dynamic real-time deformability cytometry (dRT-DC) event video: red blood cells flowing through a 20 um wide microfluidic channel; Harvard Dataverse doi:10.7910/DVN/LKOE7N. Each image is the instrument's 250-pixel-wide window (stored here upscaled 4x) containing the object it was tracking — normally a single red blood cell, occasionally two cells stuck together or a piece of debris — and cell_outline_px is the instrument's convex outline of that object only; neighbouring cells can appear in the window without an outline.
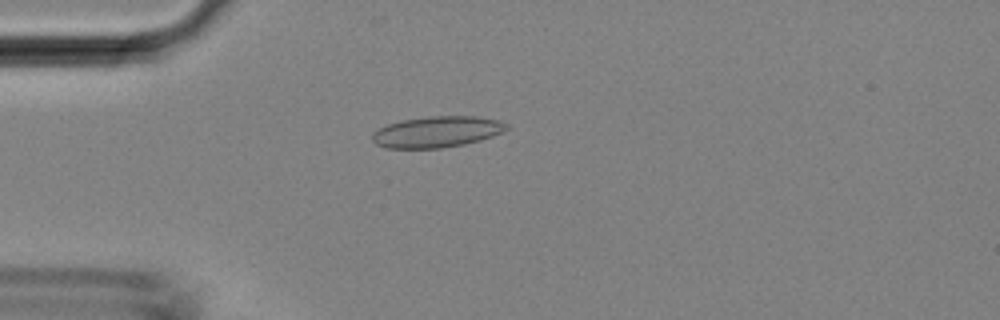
{"species": "Egyptian fruit bat (a non-hibernating species)", "species_latin": "Rousettus aegyptiacus", "temperature_condition": "room temperature", "stored_images_in_passage": 44, "camera_frame_rate_fps": 3000, "um_per_image_px": 0.085, "animal": {"sex": "female"}, "frame": {"image": 1, "passage_image": 12, "time_ms": 3.667, "image_size_px": [1000, 320], "cell_outline_px": [[508, 128], [504, 132], [480, 140], [464, 144], [440, 148], [384, 148], [376, 144], [372, 140], [372, 132], [388, 124], [400, 120], [428, 116], [476, 116], [500, 120], [508, 124]], "centroid_in_image_um": [37.14, 11.2], "position_along_channel_um": 47.9, "area_um2": 24.51}}
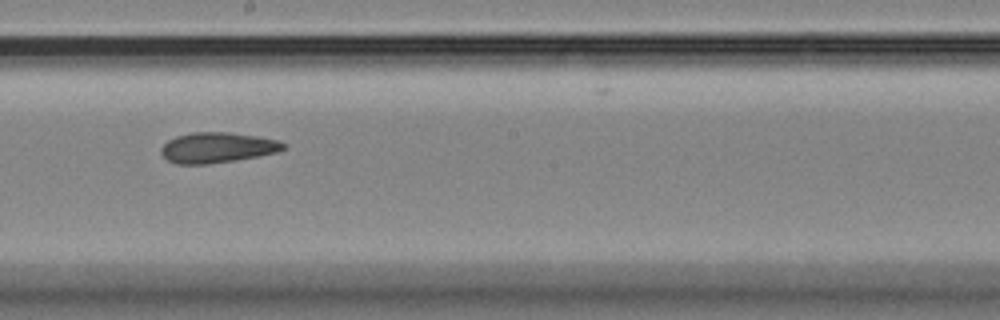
{"frame": {"image": 2, "passage_image": 25, "time_ms": 8.0, "image_size_px": [1000, 320], "cell_outline_px": [[288, 148], [280, 152], [236, 160], [208, 164], [176, 164], [168, 160], [160, 152], [160, 148], [168, 140], [176, 136], [192, 132], [228, 132], [256, 136], [276, 140], [288, 144]], "centroid_in_image_um": [18.5, 12.55], "position_along_channel_um": 229.7, "area_um2": 21.85}}
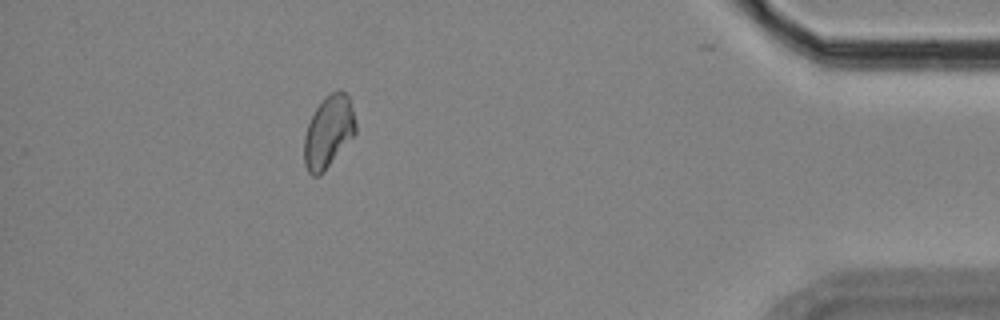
{"frame": {"image": 3, "passage_image": 40, "time_ms": 13.0, "image_size_px": [1000, 320], "cell_outline_px": [[356, 132], [324, 172], [320, 176], [312, 176], [308, 172], [304, 164], [304, 136], [308, 124], [316, 108], [332, 92], [340, 88], [348, 96], [352, 108], [356, 124]], "centroid_in_image_um": [27.91, 11.24], "position_along_channel_um": 407.3, "area_um2": 21.39}}